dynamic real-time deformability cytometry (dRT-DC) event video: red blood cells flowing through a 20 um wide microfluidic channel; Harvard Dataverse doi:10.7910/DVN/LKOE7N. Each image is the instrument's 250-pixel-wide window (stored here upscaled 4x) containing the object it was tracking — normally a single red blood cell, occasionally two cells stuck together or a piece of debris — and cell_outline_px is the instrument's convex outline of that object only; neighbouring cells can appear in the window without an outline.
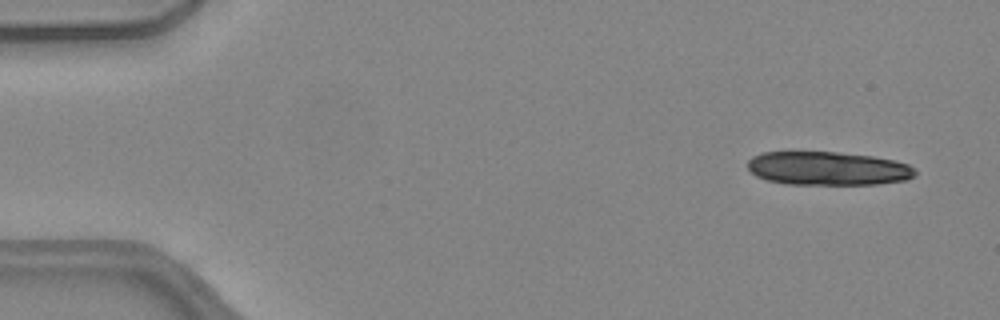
{"species": "common noctule bat (a hibernating species)", "species_latin": "Nyctalus noctula", "temperature_condition": "warm", "stored_images_in_passage": 15, "camera_frame_rate_fps": 3000, "um_per_image_px": 0.085, "animal": {"sex": "female", "body_mass_g": 24.6, "forearm_length_mm": 56.2}, "frame": {"image": 1, "passage_image": 3, "time_ms": 0.667, "image_size_px": [1000, 320], "cell_outline_px": [[916, 176], [908, 180], [876, 184], [788, 184], [768, 180], [756, 176], [748, 168], [748, 160], [752, 156], [764, 152], [836, 152], [872, 156], [896, 160], [908, 164], [916, 172]], "centroid_in_image_um": [70.39, 14.32], "position_along_channel_um": 14.6, "area_um2": 32.83}}